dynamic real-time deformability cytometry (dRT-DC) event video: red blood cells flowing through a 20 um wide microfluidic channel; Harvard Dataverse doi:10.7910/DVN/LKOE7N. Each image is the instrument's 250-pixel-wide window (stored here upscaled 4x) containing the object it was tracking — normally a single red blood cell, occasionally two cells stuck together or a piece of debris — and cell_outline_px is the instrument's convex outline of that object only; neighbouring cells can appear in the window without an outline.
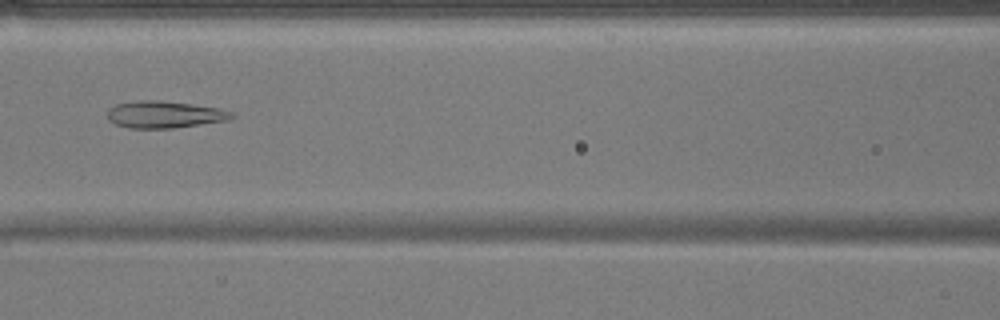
{"species": "common noctule bat (a hibernating species)", "species_latin": "Nyctalus noctula", "temperature_condition": "warm", "stored_images_in_passage": 41, "camera_frame_rate_fps": 3000, "um_per_image_px": 0.085, "animal": {"sex": "male", "body_mass_g": 17.9}, "frame": {"image": 1, "passage_image": 12, "time_ms": 3.667, "image_size_px": [1000, 320], "cell_outline_px": [[236, 116], [228, 120], [172, 128], [128, 128], [116, 124], [108, 120], [108, 108], [116, 104], [140, 100], [160, 100], [192, 104], [220, 108], [232, 112]], "centroid_in_image_um": [13.98, 9.73], "position_along_channel_um": 152.6, "area_um2": 19.54}}
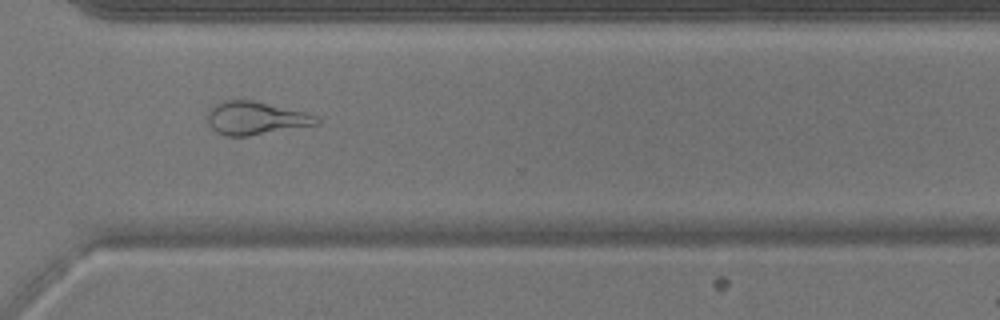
{"frame": {"image": 2, "passage_image": 27, "time_ms": 8.667, "image_size_px": [1000, 320], "cell_outline_px": [[320, 124], [248, 136], [224, 136], [216, 132], [208, 124], [204, 112], [212, 104], [224, 100], [252, 100], [308, 112], [316, 116], [320, 120]], "centroid_in_image_um": [21.67, 10.03], "position_along_channel_um": 348.9, "area_um2": 21.56}}
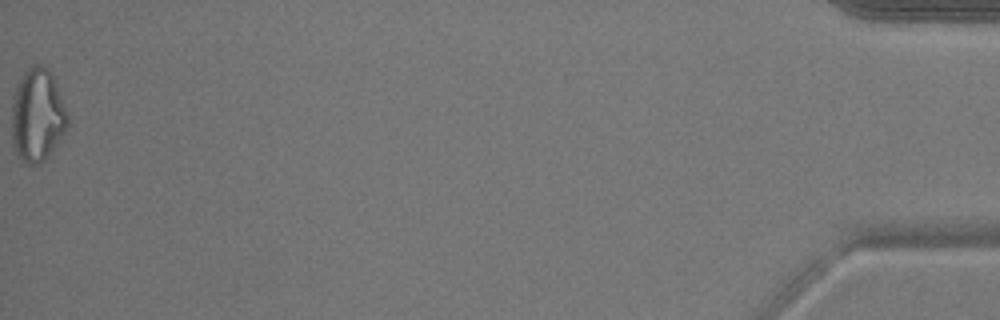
{"frame": {"image": 3, "passage_image": 41, "time_ms": 13.333, "image_size_px": [1000, 320], "cell_outline_px": [[68, 128], [48, 156], [44, 160], [36, 164], [28, 164], [12, 148], [12, 96], [20, 76], [24, 72], [36, 64], [40, 64], [48, 68], [56, 84], [68, 116]], "centroid_in_image_um": [3.16, 9.79], "position_along_channel_um": 432.0, "area_um2": 30.23}, "authors_computed_cell_mechanics": {"area_um2": 21.7328, "velocity_mm_per_s": 3.9314, "shape_relaxation_time_tau1_ms": null, "shape_relaxation_time_tau2_ms": 2.433, "deformation_change_tau1": null, "deformation_change_tau2": 0.1201}}